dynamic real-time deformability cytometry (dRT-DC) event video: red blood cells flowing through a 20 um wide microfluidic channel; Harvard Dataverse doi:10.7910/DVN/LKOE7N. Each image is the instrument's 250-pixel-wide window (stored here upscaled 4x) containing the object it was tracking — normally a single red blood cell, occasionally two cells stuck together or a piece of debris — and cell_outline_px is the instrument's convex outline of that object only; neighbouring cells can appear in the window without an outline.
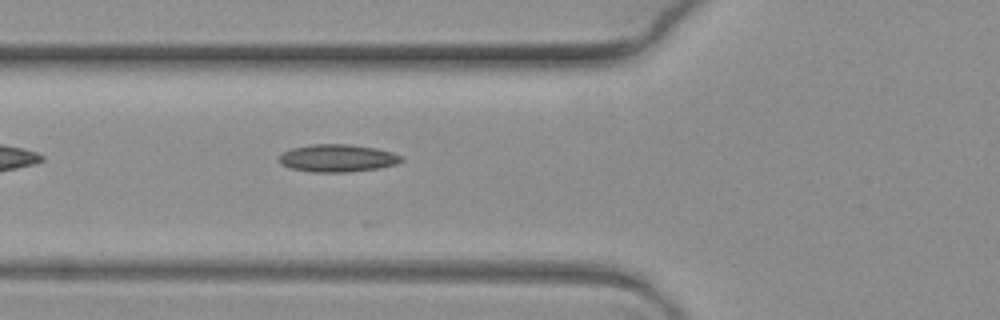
{"species": "common noctule bat (a hibernating species)", "species_latin": "Nyctalus noctula", "temperature_condition": "warm", "stored_images_in_passage": 5, "camera_frame_rate_fps": 3000, "um_per_image_px": 0.085, "animal": {"sex": "female", "body_mass_g": 19.3, "forearm_length_mm": 54.1}, "frame": {"image": 1, "passage_image": 5, "time_ms": 1.333, "image_size_px": [1000, 320], "cell_outline_px": [[404, 160], [396, 164], [380, 168], [348, 172], [312, 172], [288, 168], [280, 164], [280, 156], [284, 152], [292, 148], [312, 144], [348, 144], [376, 148], [392, 152], [404, 156]], "centroid_in_image_um": [28.72, 13.45], "position_along_channel_um": 97.1, "area_um2": 19.77}}